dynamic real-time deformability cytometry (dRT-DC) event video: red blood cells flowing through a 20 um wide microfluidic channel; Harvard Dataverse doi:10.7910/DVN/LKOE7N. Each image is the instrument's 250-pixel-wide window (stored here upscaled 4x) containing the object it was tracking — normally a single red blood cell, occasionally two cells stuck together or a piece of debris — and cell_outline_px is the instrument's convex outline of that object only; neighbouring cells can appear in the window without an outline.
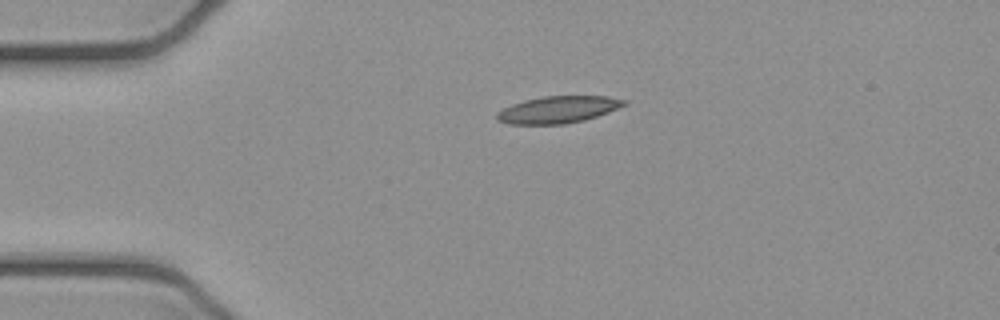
{"species": "common noctule bat (a hibernating species)", "species_latin": "Nyctalus noctula", "temperature_condition": "cold", "stored_images_in_passage": 2, "camera_frame_rate_fps": 3000, "um_per_image_px": 0.085, "animal": {"sex": "female", "body_mass_g": 21.9}, "frame": {"image": 1, "passage_image": 1, "time_ms": 0.0, "image_size_px": [1000, 320], "cell_outline_px": [[628, 104], [608, 112], [584, 120], [564, 124], [508, 124], [496, 120], [496, 112], [512, 104], [524, 100], [544, 96], [608, 96], [628, 100]], "centroid_in_image_um": [47.44, 9.31], "position_along_channel_um": 37.6, "area_um2": 20.06}}